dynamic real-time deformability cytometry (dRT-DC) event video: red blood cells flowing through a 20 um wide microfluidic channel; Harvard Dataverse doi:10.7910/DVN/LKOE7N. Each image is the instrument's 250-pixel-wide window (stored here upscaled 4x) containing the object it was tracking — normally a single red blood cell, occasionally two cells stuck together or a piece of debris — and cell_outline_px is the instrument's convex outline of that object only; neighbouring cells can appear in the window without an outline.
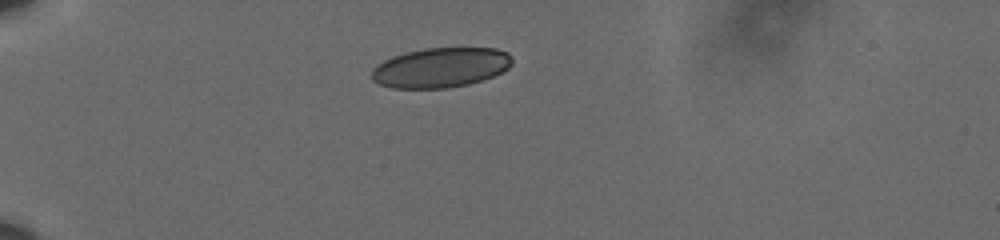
{"species": "human", "species_latin": "Homo sapiens", "temperature_condition": "cold", "stored_images_in_passage": 42, "camera_frame_rate_fps": 3000, "um_per_image_px": 0.085, "donor": {"sex": "male"}, "frame": {"image": 1, "passage_image": 1, "time_ms": 0.0, "image_size_px": [1000, 240], "cell_outline_px": [[512, 64], [508, 68], [492, 76], [468, 84], [448, 88], [392, 88], [380, 84], [372, 80], [372, 68], [376, 64], [392, 56], [424, 48], [496, 48], [508, 52], [512, 56]], "centroid_in_image_um": [37.44, 5.74], "position_along_channel_um": 47.6, "area_um2": 32.6}}
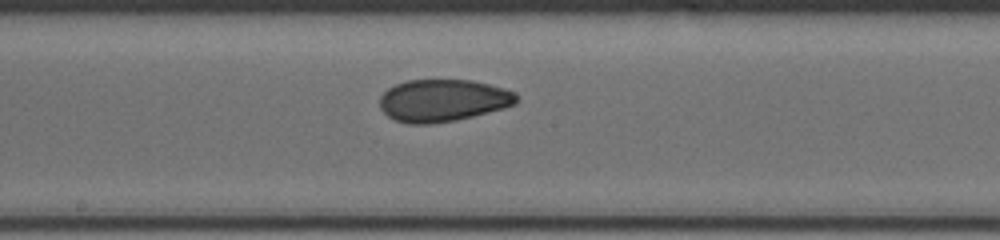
{"frame": {"image": 2, "passage_image": 18, "time_ms": 5.667, "image_size_px": [1000, 240], "cell_outline_px": [[516, 104], [504, 108], [456, 120], [432, 124], [408, 124], [396, 120], [388, 116], [380, 108], [380, 96], [388, 88], [396, 84], [408, 80], [472, 80], [504, 88], [512, 92], [516, 96]], "centroid_in_image_um": [37.62, 8.54], "position_along_channel_um": 210.6, "area_um2": 33.52}}
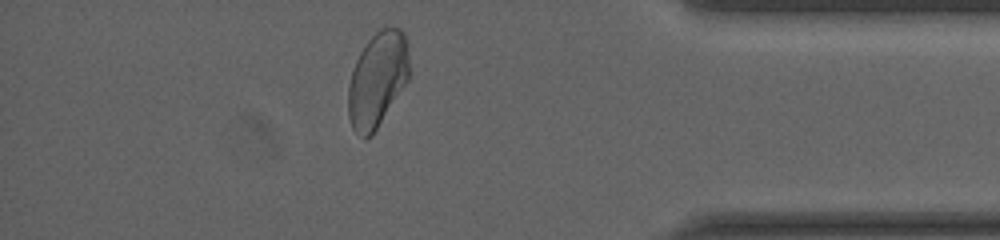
{"frame": {"image": 3, "passage_image": 36, "time_ms": 11.667, "image_size_px": [1000, 240], "cell_outline_px": [[408, 80], [372, 136], [364, 140], [352, 128], [348, 116], [348, 84], [356, 60], [360, 52], [368, 40], [380, 28], [400, 28], [404, 32], [408, 44]], "centroid_in_image_um": [32.07, 6.78], "position_along_channel_um": 403.1, "area_um2": 33.81}, "authors_computed_cell_mechanics": {"area_um2": 33.5818, "velocity_mm_per_s": 3.6009, "shape_relaxation_time_tau1_ms": 10.8538, "shape_relaxation_time_tau2_ms": 1.3985, "deformation_change_tau1": 0.1571, "deformation_change_tau2": 0.0533}}